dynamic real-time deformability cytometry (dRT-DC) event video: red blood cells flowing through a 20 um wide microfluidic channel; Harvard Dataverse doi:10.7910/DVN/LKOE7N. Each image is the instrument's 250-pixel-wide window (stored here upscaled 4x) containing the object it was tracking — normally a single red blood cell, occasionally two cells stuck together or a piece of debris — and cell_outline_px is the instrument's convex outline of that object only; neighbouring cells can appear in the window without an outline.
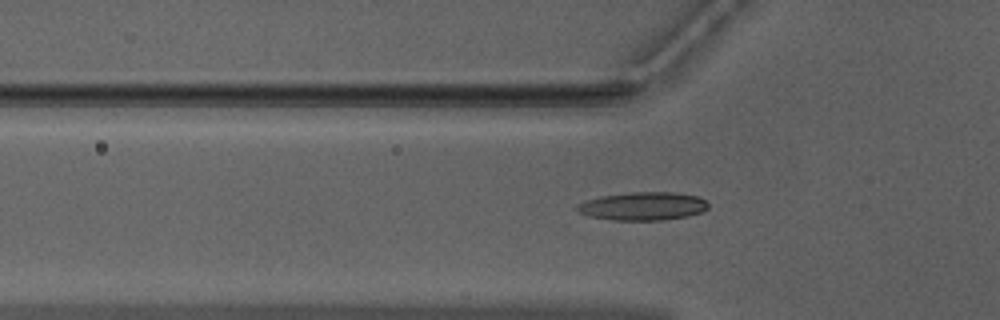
{"species": "Egyptian fruit bat (a non-hibernating species)", "species_latin": "Rousettus aegyptiacus", "temperature_condition": "warm", "stored_images_in_passage": 44, "camera_frame_rate_fps": 3000, "um_per_image_px": 0.085, "animal": {"sex": "male"}, "frame": {"image": 1, "passage_image": 14, "time_ms": 4.333, "image_size_px": [1000, 320], "cell_outline_px": [[708, 208], [700, 212], [688, 216], [664, 220], [612, 220], [588, 216], [580, 212], [576, 208], [576, 204], [584, 200], [600, 196], [632, 192], [672, 192], [696, 196], [704, 200], [708, 204]], "centroid_in_image_um": [54.61, 17.52], "position_along_channel_um": 71.2, "area_um2": 21.56}}
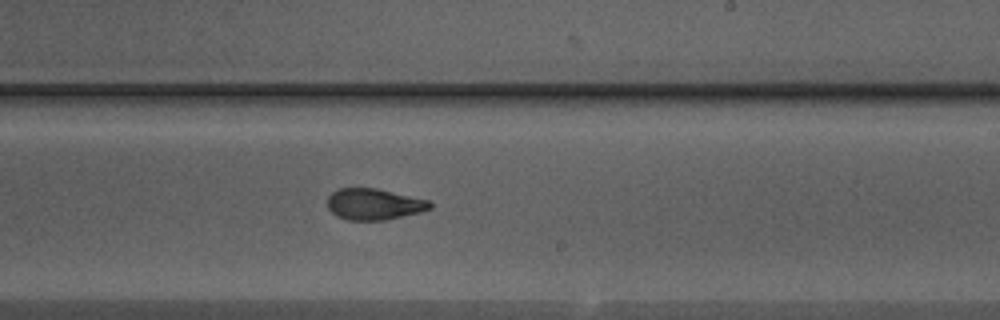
{"frame": {"image": 2, "passage_image": 28, "time_ms": 9.0, "image_size_px": [1000, 320], "cell_outline_px": [[432, 208], [420, 212], [384, 220], [348, 220], [336, 216], [328, 208], [328, 196], [332, 192], [340, 188], [376, 188], [428, 200], [432, 204]], "centroid_in_image_um": [31.77, 17.36], "position_along_channel_um": 257.2, "area_um2": 18.55}}
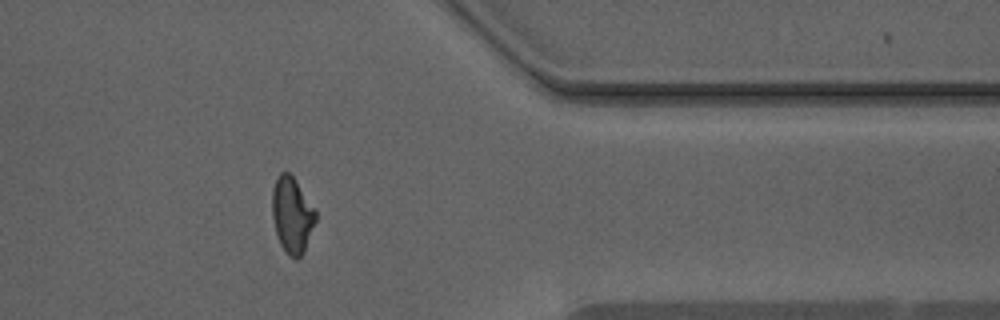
{"frame": {"image": 3, "passage_image": 39, "time_ms": 12.667, "image_size_px": [1000, 320], "cell_outline_px": [[316, 220], [304, 252], [296, 260], [288, 256], [284, 252], [280, 244], [276, 232], [272, 216], [272, 188], [280, 172], [288, 172], [296, 180], [316, 208]], "centroid_in_image_um": [24.83, 18.28], "position_along_channel_um": 386.6, "area_um2": 19.48}, "authors_computed_cell_mechanics": {"area_um2": 19.2474, "velocity_mm_per_s": 3.9819, "shape_relaxation_time_tau1_ms": 4.0498, "shape_relaxation_time_tau2_ms": 1.5715, "deformation_change_tau1": 0.1912, "deformation_change_tau2": 0.0908}}